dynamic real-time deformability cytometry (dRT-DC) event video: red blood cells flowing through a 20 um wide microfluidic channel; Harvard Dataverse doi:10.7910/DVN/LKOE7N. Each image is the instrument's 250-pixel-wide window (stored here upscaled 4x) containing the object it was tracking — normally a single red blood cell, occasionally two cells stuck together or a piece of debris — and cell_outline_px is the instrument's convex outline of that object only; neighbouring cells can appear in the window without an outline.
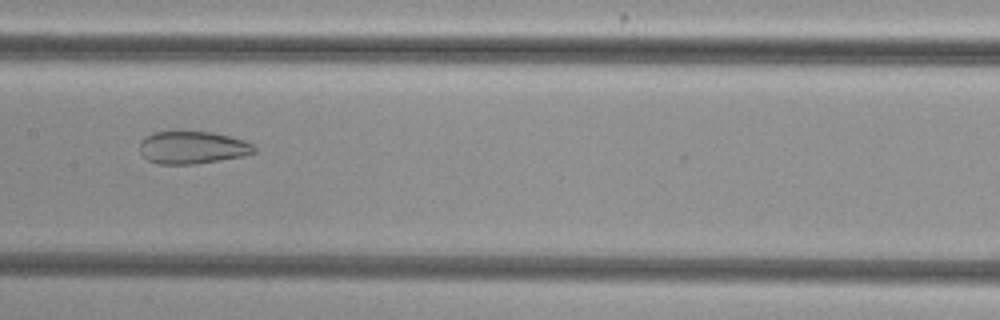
{"species": "common noctule bat (a hibernating species)", "species_latin": "Nyctalus noctula", "temperature_condition": "cold", "stored_images_in_passage": 54, "camera_frame_rate_fps": 3000, "um_per_image_px": 0.085, "animal": {"sex": "female", "body_mass_g": 29.2, "forearm_length_mm": 56.3}, "frame": {"image": 1, "passage_image": 28, "time_ms": 9.0, "image_size_px": [1000, 320], "cell_outline_px": [[256, 152], [244, 156], [192, 164], [156, 164], [148, 160], [140, 152], [140, 140], [144, 136], [152, 132], [212, 132], [244, 140], [252, 144], [256, 148]], "centroid_in_image_um": [16.33, 12.54], "position_along_channel_um": 191.1, "area_um2": 21.68}}
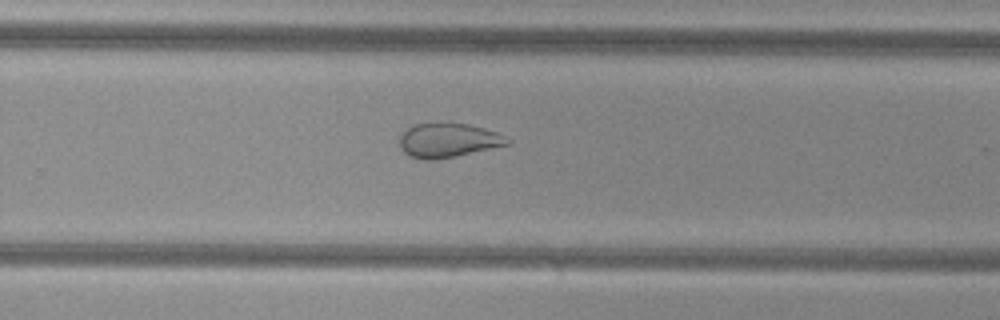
{"frame": {"image": 2, "passage_image": 36, "time_ms": 11.667, "image_size_px": [1000, 320], "cell_outline_px": [[512, 140], [508, 144], [436, 160], [424, 160], [408, 156], [400, 148], [400, 136], [408, 128], [416, 124], [468, 124], [484, 128], [496, 132]], "centroid_in_image_um": [38.07, 11.94], "position_along_channel_um": 291.7, "area_um2": 21.04}}
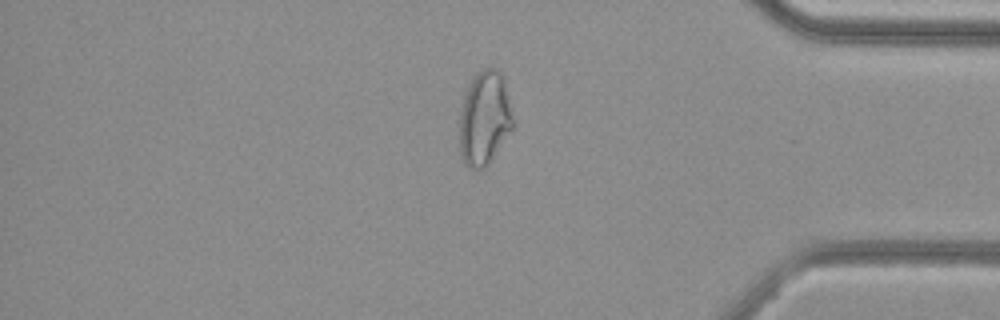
{"frame": {"image": 3, "passage_image": 46, "time_ms": 15.0, "image_size_px": [1000, 320], "cell_outline_px": [[512, 128], [488, 164], [484, 168], [468, 168], [464, 164], [460, 156], [460, 108], [464, 96], [472, 76], [476, 72], [484, 68], [496, 68], [500, 72], [504, 80], [508, 96], [512, 120]], "centroid_in_image_um": [41.14, 10.04], "position_along_channel_um": 394.1, "area_um2": 29.07}, "authors_computed_cell_mechanics": {"area_um2": 29.7959, "velocity_mm_per_s": 3.7894, "shape_relaxation_time_tau1_ms": null, "shape_relaxation_time_tau2_ms": 2.1092, "deformation_change_tau1": null, "deformation_change_tau2": 0.0881}}